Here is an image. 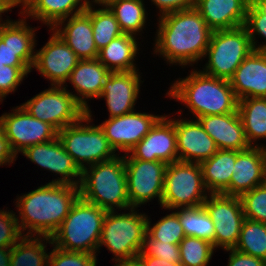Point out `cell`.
I'll use <instances>...</instances> for the list:
<instances>
[{
  "instance_id": "6da1fadb",
  "label": "cell",
  "mask_w": 266,
  "mask_h": 266,
  "mask_svg": "<svg viewBox=\"0 0 266 266\" xmlns=\"http://www.w3.org/2000/svg\"><path fill=\"white\" fill-rule=\"evenodd\" d=\"M155 52L169 63L192 64L205 57L212 30L193 7L160 16Z\"/></svg>"
},
{
  "instance_id": "7a4b0ae2",
  "label": "cell",
  "mask_w": 266,
  "mask_h": 266,
  "mask_svg": "<svg viewBox=\"0 0 266 266\" xmlns=\"http://www.w3.org/2000/svg\"><path fill=\"white\" fill-rule=\"evenodd\" d=\"M79 197V186L52 182L21 196L16 202L21 232L29 228L25 236L51 238Z\"/></svg>"
},
{
  "instance_id": "3957f363",
  "label": "cell",
  "mask_w": 266,
  "mask_h": 266,
  "mask_svg": "<svg viewBox=\"0 0 266 266\" xmlns=\"http://www.w3.org/2000/svg\"><path fill=\"white\" fill-rule=\"evenodd\" d=\"M175 82L167 95L186 104L196 119L238 111L239 100L229 80L192 71L186 78Z\"/></svg>"
},
{
  "instance_id": "277c9868",
  "label": "cell",
  "mask_w": 266,
  "mask_h": 266,
  "mask_svg": "<svg viewBox=\"0 0 266 266\" xmlns=\"http://www.w3.org/2000/svg\"><path fill=\"white\" fill-rule=\"evenodd\" d=\"M88 167L81 173L80 198L106 211H113L114 207L130 209L124 156Z\"/></svg>"
},
{
  "instance_id": "5b68a950",
  "label": "cell",
  "mask_w": 266,
  "mask_h": 266,
  "mask_svg": "<svg viewBox=\"0 0 266 266\" xmlns=\"http://www.w3.org/2000/svg\"><path fill=\"white\" fill-rule=\"evenodd\" d=\"M106 212L79 197L51 237L52 245L66 251L96 255Z\"/></svg>"
},
{
  "instance_id": "8992f818",
  "label": "cell",
  "mask_w": 266,
  "mask_h": 266,
  "mask_svg": "<svg viewBox=\"0 0 266 266\" xmlns=\"http://www.w3.org/2000/svg\"><path fill=\"white\" fill-rule=\"evenodd\" d=\"M130 210L126 214L107 211L104 218L98 249L106 246L116 262L137 259L144 245L148 217L137 214L133 207Z\"/></svg>"
},
{
  "instance_id": "52a82bcc",
  "label": "cell",
  "mask_w": 266,
  "mask_h": 266,
  "mask_svg": "<svg viewBox=\"0 0 266 266\" xmlns=\"http://www.w3.org/2000/svg\"><path fill=\"white\" fill-rule=\"evenodd\" d=\"M90 112L88 110L78 122L58 131V138L65 151L72 156L81 171L86 167L83 163L90 166L116 156L100 125H88L92 120ZM82 122H86L87 125H82Z\"/></svg>"
},
{
  "instance_id": "ba28073f",
  "label": "cell",
  "mask_w": 266,
  "mask_h": 266,
  "mask_svg": "<svg viewBox=\"0 0 266 266\" xmlns=\"http://www.w3.org/2000/svg\"><path fill=\"white\" fill-rule=\"evenodd\" d=\"M253 50L244 26L213 31L205 55L208 63L201 71L212 77L230 80L238 66Z\"/></svg>"
},
{
  "instance_id": "9c48e42d",
  "label": "cell",
  "mask_w": 266,
  "mask_h": 266,
  "mask_svg": "<svg viewBox=\"0 0 266 266\" xmlns=\"http://www.w3.org/2000/svg\"><path fill=\"white\" fill-rule=\"evenodd\" d=\"M200 163L176 161L167 164L161 207L180 209L203 205L208 197ZM206 194V195H205Z\"/></svg>"
},
{
  "instance_id": "30bf717a",
  "label": "cell",
  "mask_w": 266,
  "mask_h": 266,
  "mask_svg": "<svg viewBox=\"0 0 266 266\" xmlns=\"http://www.w3.org/2000/svg\"><path fill=\"white\" fill-rule=\"evenodd\" d=\"M75 94L63 86H52L22 106L28 113L41 121L52 125L57 131L78 122L87 111L77 102Z\"/></svg>"
},
{
  "instance_id": "8fae6325",
  "label": "cell",
  "mask_w": 266,
  "mask_h": 266,
  "mask_svg": "<svg viewBox=\"0 0 266 266\" xmlns=\"http://www.w3.org/2000/svg\"><path fill=\"white\" fill-rule=\"evenodd\" d=\"M124 156L127 192L131 208H137L156 196L162 200L167 164L162 161H143Z\"/></svg>"
},
{
  "instance_id": "7c38bea8",
  "label": "cell",
  "mask_w": 266,
  "mask_h": 266,
  "mask_svg": "<svg viewBox=\"0 0 266 266\" xmlns=\"http://www.w3.org/2000/svg\"><path fill=\"white\" fill-rule=\"evenodd\" d=\"M13 111L0 116V127L16 156L29 146L58 137V131L52 125L31 116L22 105Z\"/></svg>"
},
{
  "instance_id": "4fadbf2b",
  "label": "cell",
  "mask_w": 266,
  "mask_h": 266,
  "mask_svg": "<svg viewBox=\"0 0 266 266\" xmlns=\"http://www.w3.org/2000/svg\"><path fill=\"white\" fill-rule=\"evenodd\" d=\"M210 195L203 206L214 223V248H234L245 219L241 199L223 193Z\"/></svg>"
},
{
  "instance_id": "5bb4252c",
  "label": "cell",
  "mask_w": 266,
  "mask_h": 266,
  "mask_svg": "<svg viewBox=\"0 0 266 266\" xmlns=\"http://www.w3.org/2000/svg\"><path fill=\"white\" fill-rule=\"evenodd\" d=\"M24 20L13 22L7 19L0 24V61L4 65L31 69L35 61V30L26 26Z\"/></svg>"
},
{
  "instance_id": "9a60e30c",
  "label": "cell",
  "mask_w": 266,
  "mask_h": 266,
  "mask_svg": "<svg viewBox=\"0 0 266 266\" xmlns=\"http://www.w3.org/2000/svg\"><path fill=\"white\" fill-rule=\"evenodd\" d=\"M161 117L132 111L122 116L109 118L100 127L115 152L119 149L129 153V150L150 132Z\"/></svg>"
},
{
  "instance_id": "2e32d148",
  "label": "cell",
  "mask_w": 266,
  "mask_h": 266,
  "mask_svg": "<svg viewBox=\"0 0 266 266\" xmlns=\"http://www.w3.org/2000/svg\"><path fill=\"white\" fill-rule=\"evenodd\" d=\"M80 59L75 52L53 31L48 42L35 53V67L52 83L51 86H63Z\"/></svg>"
},
{
  "instance_id": "e0dca14e",
  "label": "cell",
  "mask_w": 266,
  "mask_h": 266,
  "mask_svg": "<svg viewBox=\"0 0 266 266\" xmlns=\"http://www.w3.org/2000/svg\"><path fill=\"white\" fill-rule=\"evenodd\" d=\"M162 116L141 141L129 150L130 156L143 161H178L174 120Z\"/></svg>"
},
{
  "instance_id": "ac0fdd59",
  "label": "cell",
  "mask_w": 266,
  "mask_h": 266,
  "mask_svg": "<svg viewBox=\"0 0 266 266\" xmlns=\"http://www.w3.org/2000/svg\"><path fill=\"white\" fill-rule=\"evenodd\" d=\"M22 153L33 163L62 175V178L52 180V183L79 186L82 171L75 164L72 156L65 151L58 137L52 141L29 146ZM74 177L79 179L74 181Z\"/></svg>"
},
{
  "instance_id": "d6986e66",
  "label": "cell",
  "mask_w": 266,
  "mask_h": 266,
  "mask_svg": "<svg viewBox=\"0 0 266 266\" xmlns=\"http://www.w3.org/2000/svg\"><path fill=\"white\" fill-rule=\"evenodd\" d=\"M234 166L230 195L240 197L266 182V148L253 145L244 151L236 150Z\"/></svg>"
},
{
  "instance_id": "ffe728a7",
  "label": "cell",
  "mask_w": 266,
  "mask_h": 266,
  "mask_svg": "<svg viewBox=\"0 0 266 266\" xmlns=\"http://www.w3.org/2000/svg\"><path fill=\"white\" fill-rule=\"evenodd\" d=\"M178 161L201 163L218 151L198 120H175ZM193 158V160H192Z\"/></svg>"
},
{
  "instance_id": "44dd1931",
  "label": "cell",
  "mask_w": 266,
  "mask_h": 266,
  "mask_svg": "<svg viewBox=\"0 0 266 266\" xmlns=\"http://www.w3.org/2000/svg\"><path fill=\"white\" fill-rule=\"evenodd\" d=\"M137 71L111 72L106 79L100 97L106 98L109 118L134 111L140 89V75Z\"/></svg>"
},
{
  "instance_id": "7402d4cb",
  "label": "cell",
  "mask_w": 266,
  "mask_h": 266,
  "mask_svg": "<svg viewBox=\"0 0 266 266\" xmlns=\"http://www.w3.org/2000/svg\"><path fill=\"white\" fill-rule=\"evenodd\" d=\"M229 82L238 100L266 97V52L252 50Z\"/></svg>"
},
{
  "instance_id": "603a6c76",
  "label": "cell",
  "mask_w": 266,
  "mask_h": 266,
  "mask_svg": "<svg viewBox=\"0 0 266 266\" xmlns=\"http://www.w3.org/2000/svg\"><path fill=\"white\" fill-rule=\"evenodd\" d=\"M197 120L218 149L244 151L250 148L239 112L205 115Z\"/></svg>"
},
{
  "instance_id": "cb8c5ba5",
  "label": "cell",
  "mask_w": 266,
  "mask_h": 266,
  "mask_svg": "<svg viewBox=\"0 0 266 266\" xmlns=\"http://www.w3.org/2000/svg\"><path fill=\"white\" fill-rule=\"evenodd\" d=\"M250 0H196L198 10L212 31L244 26Z\"/></svg>"
},
{
  "instance_id": "d4e9b609",
  "label": "cell",
  "mask_w": 266,
  "mask_h": 266,
  "mask_svg": "<svg viewBox=\"0 0 266 266\" xmlns=\"http://www.w3.org/2000/svg\"><path fill=\"white\" fill-rule=\"evenodd\" d=\"M67 21L63 29L54 26L51 30H54L63 39L80 60L96 59L99 51L93 37L91 5H88L84 12L71 15Z\"/></svg>"
},
{
  "instance_id": "484cf974",
  "label": "cell",
  "mask_w": 266,
  "mask_h": 266,
  "mask_svg": "<svg viewBox=\"0 0 266 266\" xmlns=\"http://www.w3.org/2000/svg\"><path fill=\"white\" fill-rule=\"evenodd\" d=\"M111 71L99 60H79L76 67L70 73L67 81H70L76 92L82 95L77 97V102L86 110H89L88 98H100L104 83Z\"/></svg>"
},
{
  "instance_id": "4316f807",
  "label": "cell",
  "mask_w": 266,
  "mask_h": 266,
  "mask_svg": "<svg viewBox=\"0 0 266 266\" xmlns=\"http://www.w3.org/2000/svg\"><path fill=\"white\" fill-rule=\"evenodd\" d=\"M236 150L218 149L200 163L203 181L210 194L230 195V181L235 168Z\"/></svg>"
},
{
  "instance_id": "83f0119b",
  "label": "cell",
  "mask_w": 266,
  "mask_h": 266,
  "mask_svg": "<svg viewBox=\"0 0 266 266\" xmlns=\"http://www.w3.org/2000/svg\"><path fill=\"white\" fill-rule=\"evenodd\" d=\"M82 1L83 0H30L23 7L24 11L20 13H25L28 16L34 17V19L41 20L52 29L54 26H62L70 14L76 15L84 12L88 5H91V2L88 0H84L83 3ZM78 5L79 7H77Z\"/></svg>"
},
{
  "instance_id": "f1b7e54d",
  "label": "cell",
  "mask_w": 266,
  "mask_h": 266,
  "mask_svg": "<svg viewBox=\"0 0 266 266\" xmlns=\"http://www.w3.org/2000/svg\"><path fill=\"white\" fill-rule=\"evenodd\" d=\"M137 48L135 36L122 34L99 50L97 59L111 72L135 71Z\"/></svg>"
},
{
  "instance_id": "f546056e",
  "label": "cell",
  "mask_w": 266,
  "mask_h": 266,
  "mask_svg": "<svg viewBox=\"0 0 266 266\" xmlns=\"http://www.w3.org/2000/svg\"><path fill=\"white\" fill-rule=\"evenodd\" d=\"M238 112L250 147L253 141L266 138V97L239 100Z\"/></svg>"
},
{
  "instance_id": "4dcf8cb0",
  "label": "cell",
  "mask_w": 266,
  "mask_h": 266,
  "mask_svg": "<svg viewBox=\"0 0 266 266\" xmlns=\"http://www.w3.org/2000/svg\"><path fill=\"white\" fill-rule=\"evenodd\" d=\"M44 239L53 244L49 237L29 236L28 238L24 235L11 247L10 266H48L49 254L46 253V245L42 243Z\"/></svg>"
},
{
  "instance_id": "1f68e13d",
  "label": "cell",
  "mask_w": 266,
  "mask_h": 266,
  "mask_svg": "<svg viewBox=\"0 0 266 266\" xmlns=\"http://www.w3.org/2000/svg\"><path fill=\"white\" fill-rule=\"evenodd\" d=\"M107 7L116 17L124 34L134 36L144 28L146 13L143 0H114Z\"/></svg>"
},
{
  "instance_id": "d6a6232c",
  "label": "cell",
  "mask_w": 266,
  "mask_h": 266,
  "mask_svg": "<svg viewBox=\"0 0 266 266\" xmlns=\"http://www.w3.org/2000/svg\"><path fill=\"white\" fill-rule=\"evenodd\" d=\"M183 227L185 236L202 238L210 241L214 247V223L203 205L181 208L175 212Z\"/></svg>"
},
{
  "instance_id": "836d02e7",
  "label": "cell",
  "mask_w": 266,
  "mask_h": 266,
  "mask_svg": "<svg viewBox=\"0 0 266 266\" xmlns=\"http://www.w3.org/2000/svg\"><path fill=\"white\" fill-rule=\"evenodd\" d=\"M234 249L266 261V224L245 218Z\"/></svg>"
},
{
  "instance_id": "e575fe53",
  "label": "cell",
  "mask_w": 266,
  "mask_h": 266,
  "mask_svg": "<svg viewBox=\"0 0 266 266\" xmlns=\"http://www.w3.org/2000/svg\"><path fill=\"white\" fill-rule=\"evenodd\" d=\"M91 25L98 51L107 46L113 39L124 34L116 17L107 6H105V9L103 7L102 9L92 10L91 5Z\"/></svg>"
},
{
  "instance_id": "d590c367",
  "label": "cell",
  "mask_w": 266,
  "mask_h": 266,
  "mask_svg": "<svg viewBox=\"0 0 266 266\" xmlns=\"http://www.w3.org/2000/svg\"><path fill=\"white\" fill-rule=\"evenodd\" d=\"M183 266H207L213 254V244L202 238L185 236L179 243Z\"/></svg>"
},
{
  "instance_id": "8d00e7d4",
  "label": "cell",
  "mask_w": 266,
  "mask_h": 266,
  "mask_svg": "<svg viewBox=\"0 0 266 266\" xmlns=\"http://www.w3.org/2000/svg\"><path fill=\"white\" fill-rule=\"evenodd\" d=\"M147 234L152 239L171 244H179L185 237L183 227L175 212L161 218L153 227H150L148 219Z\"/></svg>"
},
{
  "instance_id": "74e56055",
  "label": "cell",
  "mask_w": 266,
  "mask_h": 266,
  "mask_svg": "<svg viewBox=\"0 0 266 266\" xmlns=\"http://www.w3.org/2000/svg\"><path fill=\"white\" fill-rule=\"evenodd\" d=\"M244 27L250 36L253 50L266 52V44L258 47L254 41L255 34L266 39V0H250Z\"/></svg>"
},
{
  "instance_id": "f35d334b",
  "label": "cell",
  "mask_w": 266,
  "mask_h": 266,
  "mask_svg": "<svg viewBox=\"0 0 266 266\" xmlns=\"http://www.w3.org/2000/svg\"><path fill=\"white\" fill-rule=\"evenodd\" d=\"M246 219L266 224V182L240 196Z\"/></svg>"
},
{
  "instance_id": "ab89813d",
  "label": "cell",
  "mask_w": 266,
  "mask_h": 266,
  "mask_svg": "<svg viewBox=\"0 0 266 266\" xmlns=\"http://www.w3.org/2000/svg\"><path fill=\"white\" fill-rule=\"evenodd\" d=\"M48 266H96V255L85 252L66 251L53 246Z\"/></svg>"
},
{
  "instance_id": "60d3db41",
  "label": "cell",
  "mask_w": 266,
  "mask_h": 266,
  "mask_svg": "<svg viewBox=\"0 0 266 266\" xmlns=\"http://www.w3.org/2000/svg\"><path fill=\"white\" fill-rule=\"evenodd\" d=\"M138 256H153L172 263H180L179 244H171L152 239L145 235L142 251Z\"/></svg>"
},
{
  "instance_id": "b9f144b4",
  "label": "cell",
  "mask_w": 266,
  "mask_h": 266,
  "mask_svg": "<svg viewBox=\"0 0 266 266\" xmlns=\"http://www.w3.org/2000/svg\"><path fill=\"white\" fill-rule=\"evenodd\" d=\"M19 222L15 213L0 210V247L11 248L23 237Z\"/></svg>"
},
{
  "instance_id": "7bdbcfd3",
  "label": "cell",
  "mask_w": 266,
  "mask_h": 266,
  "mask_svg": "<svg viewBox=\"0 0 266 266\" xmlns=\"http://www.w3.org/2000/svg\"><path fill=\"white\" fill-rule=\"evenodd\" d=\"M30 69L28 66H8L5 65L4 68H0V101L3 98L14 92L21 84L24 76H26Z\"/></svg>"
},
{
  "instance_id": "ee69618b",
  "label": "cell",
  "mask_w": 266,
  "mask_h": 266,
  "mask_svg": "<svg viewBox=\"0 0 266 266\" xmlns=\"http://www.w3.org/2000/svg\"><path fill=\"white\" fill-rule=\"evenodd\" d=\"M230 251L228 266H266V261L237 251L234 248L225 249Z\"/></svg>"
},
{
  "instance_id": "f6af8a7d",
  "label": "cell",
  "mask_w": 266,
  "mask_h": 266,
  "mask_svg": "<svg viewBox=\"0 0 266 266\" xmlns=\"http://www.w3.org/2000/svg\"><path fill=\"white\" fill-rule=\"evenodd\" d=\"M154 2L160 11L162 12L161 16L173 13L180 10H185L195 7L196 0H151Z\"/></svg>"
},
{
  "instance_id": "bcb514c9",
  "label": "cell",
  "mask_w": 266,
  "mask_h": 266,
  "mask_svg": "<svg viewBox=\"0 0 266 266\" xmlns=\"http://www.w3.org/2000/svg\"><path fill=\"white\" fill-rule=\"evenodd\" d=\"M17 158L16 154L12 151L9 141L4 136L3 130L0 127V166L5 163H13Z\"/></svg>"
},
{
  "instance_id": "7dc6e473",
  "label": "cell",
  "mask_w": 266,
  "mask_h": 266,
  "mask_svg": "<svg viewBox=\"0 0 266 266\" xmlns=\"http://www.w3.org/2000/svg\"><path fill=\"white\" fill-rule=\"evenodd\" d=\"M143 266H183L181 263H172L153 256H138Z\"/></svg>"
},
{
  "instance_id": "c3c4849f",
  "label": "cell",
  "mask_w": 266,
  "mask_h": 266,
  "mask_svg": "<svg viewBox=\"0 0 266 266\" xmlns=\"http://www.w3.org/2000/svg\"><path fill=\"white\" fill-rule=\"evenodd\" d=\"M11 248L0 247V266H10Z\"/></svg>"
},
{
  "instance_id": "681fc988",
  "label": "cell",
  "mask_w": 266,
  "mask_h": 266,
  "mask_svg": "<svg viewBox=\"0 0 266 266\" xmlns=\"http://www.w3.org/2000/svg\"><path fill=\"white\" fill-rule=\"evenodd\" d=\"M14 6H16L14 0H0V17L1 13L10 10ZM0 24H1V18H0Z\"/></svg>"
},
{
  "instance_id": "f907efd6",
  "label": "cell",
  "mask_w": 266,
  "mask_h": 266,
  "mask_svg": "<svg viewBox=\"0 0 266 266\" xmlns=\"http://www.w3.org/2000/svg\"><path fill=\"white\" fill-rule=\"evenodd\" d=\"M115 266H143L138 259L131 260V261H120Z\"/></svg>"
},
{
  "instance_id": "816d5d0a",
  "label": "cell",
  "mask_w": 266,
  "mask_h": 266,
  "mask_svg": "<svg viewBox=\"0 0 266 266\" xmlns=\"http://www.w3.org/2000/svg\"><path fill=\"white\" fill-rule=\"evenodd\" d=\"M114 0H93L92 2L98 3V4H102V6H107L110 2H112Z\"/></svg>"
},
{
  "instance_id": "f5cc1de1",
  "label": "cell",
  "mask_w": 266,
  "mask_h": 266,
  "mask_svg": "<svg viewBox=\"0 0 266 266\" xmlns=\"http://www.w3.org/2000/svg\"><path fill=\"white\" fill-rule=\"evenodd\" d=\"M15 1V5L18 6V4H22L23 6H25L30 0H14Z\"/></svg>"
},
{
  "instance_id": "db71d44e",
  "label": "cell",
  "mask_w": 266,
  "mask_h": 266,
  "mask_svg": "<svg viewBox=\"0 0 266 266\" xmlns=\"http://www.w3.org/2000/svg\"><path fill=\"white\" fill-rule=\"evenodd\" d=\"M4 63H2L1 61H0V68H4Z\"/></svg>"
}]
</instances>
